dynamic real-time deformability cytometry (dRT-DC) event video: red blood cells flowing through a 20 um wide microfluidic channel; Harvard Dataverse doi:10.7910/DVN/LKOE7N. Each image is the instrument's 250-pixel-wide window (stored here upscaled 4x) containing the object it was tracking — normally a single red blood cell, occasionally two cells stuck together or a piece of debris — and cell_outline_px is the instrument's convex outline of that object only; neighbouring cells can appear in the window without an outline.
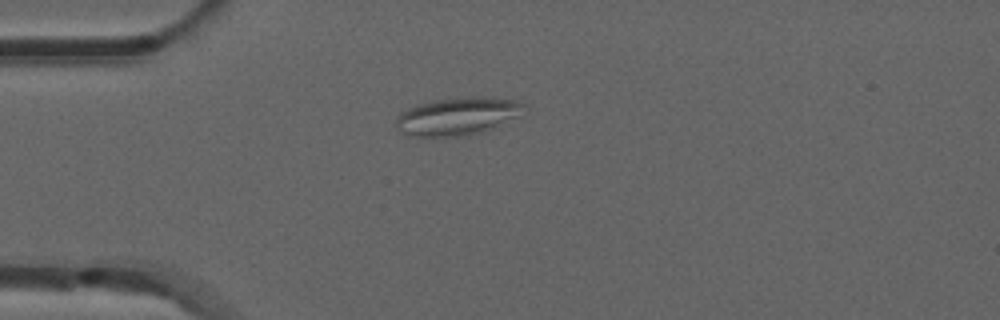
{"species": "common noctule bat (a hibernating species)", "species_latin": "Nyctalus noctula", "temperature_condition": "room temperature", "stored_images_in_passage": 40, "camera_frame_rate_fps": 3000, "um_per_image_px": 0.085, "animal": {"sex": "male", "forearm_length_mm": 52.5}, "frame": {"image": 1, "passage_image": 1, "time_ms": 0.0, "image_size_px": [1000, 320], "cell_outline_px": [[528, 108], [524, 116], [484, 132], [468, 136], [412, 136], [400, 132], [396, 128], [396, 116], [400, 112], [416, 104], [436, 100], [472, 96], [492, 96], [520, 100]], "centroid_in_image_um": [39.01, 9.87], "position_along_channel_um": 46.0, "area_um2": 29.25}}
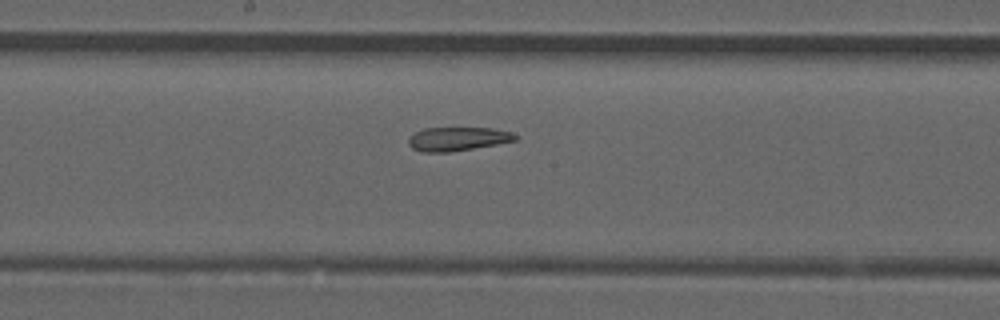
{"frame": {"image": 2, "passage_image": 15, "time_ms": 4.667, "image_size_px": [1000, 320], "cell_outline_px": [[520, 136], [516, 140], [496, 144], [448, 152], [424, 152], [412, 148], [408, 144], [408, 140], [416, 132], [424, 128], [492, 128], [512, 132]], "centroid_in_image_um": [38.93, 11.8], "position_along_channel_um": 209.3, "area_um2": 14.62}}
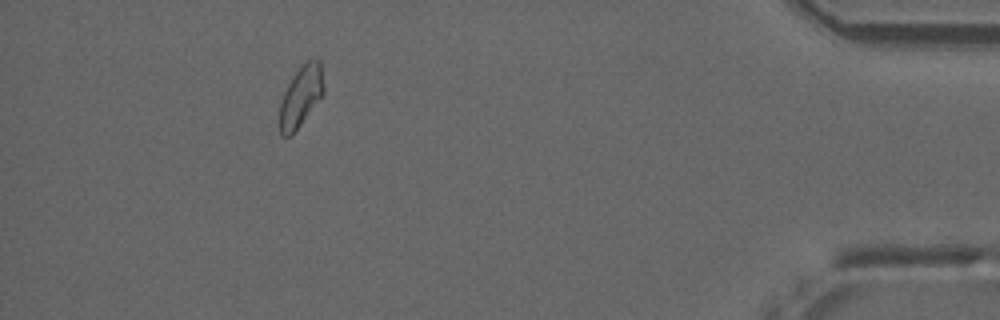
{"frame": {"image": 3, "passage_image": 35, "time_ms": 11.333, "image_size_px": [1000, 320], "cell_outline_px": [[324, 92], [292, 136], [280, 136], [280, 100], [292, 76], [308, 60], [316, 56], [320, 60], [324, 88]], "centroid_in_image_um": [25.57, 8.18], "position_along_channel_um": 409.6, "area_um2": 15.49}, "authors_computed_cell_mechanics": {"area_um2": 15.7505, "velocity_mm_per_s": 3.8746, "shape_relaxation_time_tau1_ms": null, "shape_relaxation_time_tau2_ms": 3.1111, "deformation_change_tau1": null, "deformation_change_tau2": 0.0883}}